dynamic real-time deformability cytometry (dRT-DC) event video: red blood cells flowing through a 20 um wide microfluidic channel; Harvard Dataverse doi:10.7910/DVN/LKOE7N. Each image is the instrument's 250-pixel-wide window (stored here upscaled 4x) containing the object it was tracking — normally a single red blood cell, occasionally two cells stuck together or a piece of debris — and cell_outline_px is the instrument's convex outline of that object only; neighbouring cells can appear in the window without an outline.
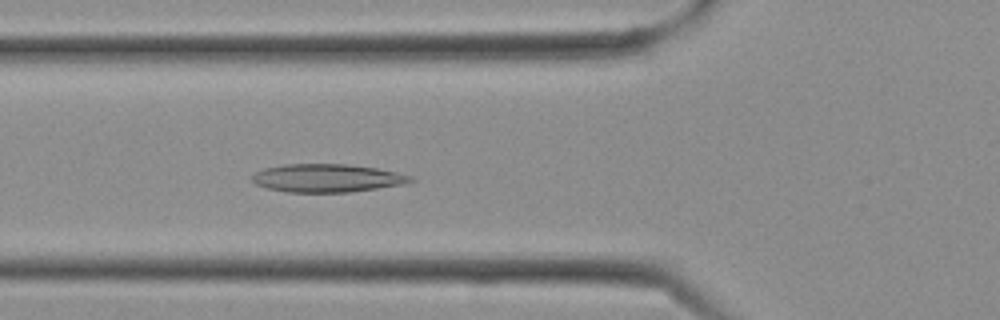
{"species": "Egyptian fruit bat (a non-hibernating species)", "species_latin": "Rousettus aegyptiacus", "temperature_condition": "cold", "stored_images_in_passage": 4, "camera_frame_rate_fps": 3000, "um_per_image_px": 0.085, "frame": {"image": 1, "passage_image": 4, "time_ms": 1.0, "image_size_px": [1000, 320], "cell_outline_px": [[416, 180], [404, 184], [348, 192], [288, 192], [268, 188], [256, 184], [252, 180], [252, 176], [256, 172], [264, 168], [284, 164], [348, 164], [376, 168], [396, 172], [412, 176]], "centroid_in_image_um": [27.81, 15.13], "position_along_channel_um": 98.0, "area_um2": 25.84}}